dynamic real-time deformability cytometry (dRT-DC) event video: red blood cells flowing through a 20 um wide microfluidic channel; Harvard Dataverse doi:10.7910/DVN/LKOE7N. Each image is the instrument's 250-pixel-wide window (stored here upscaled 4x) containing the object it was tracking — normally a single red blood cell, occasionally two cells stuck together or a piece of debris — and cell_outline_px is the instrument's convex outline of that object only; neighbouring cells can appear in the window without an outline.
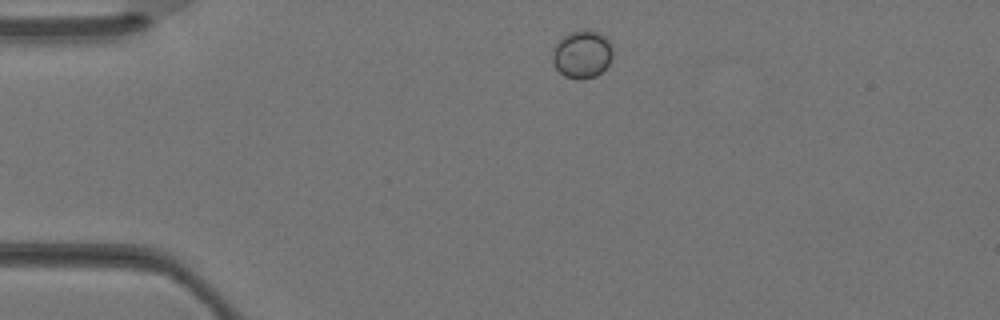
{"species": "Egyptian fruit bat (a non-hibernating species)", "species_latin": "Rousettus aegyptiacus", "temperature_condition": "warm", "stored_images_in_passage": 3, "camera_frame_rate_fps": 3000, "um_per_image_px": 0.085, "animal": {"sex": "female"}, "frame": {"image": 1, "passage_image": 3, "time_ms": 0.667, "image_size_px": [1000, 320], "cell_outline_px": [[612, 56], [608, 64], [596, 76], [580, 80], [576, 80], [564, 76], [556, 68], [552, 60], [552, 56], [556, 44], [568, 32], [584, 28], [596, 32], [604, 36], [608, 40], [612, 48]], "centroid_in_image_um": [49.47, 4.61], "position_along_channel_um": 35.5, "area_um2": 16.76}}